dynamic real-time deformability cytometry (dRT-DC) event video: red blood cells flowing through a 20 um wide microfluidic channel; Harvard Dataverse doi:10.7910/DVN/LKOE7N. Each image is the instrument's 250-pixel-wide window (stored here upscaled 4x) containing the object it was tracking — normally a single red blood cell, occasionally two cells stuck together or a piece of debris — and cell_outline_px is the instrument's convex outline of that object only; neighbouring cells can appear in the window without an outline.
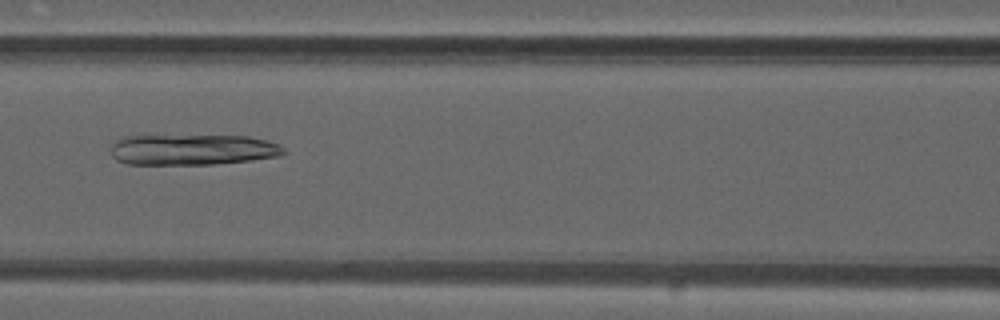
{"species": "common noctule bat (a hibernating species)", "species_latin": "Nyctalus noctula", "temperature_condition": "warm", "stored_images_in_passage": 37, "camera_frame_rate_fps": 3000, "um_per_image_px": 0.085, "animal": {"sex": "male", "forearm_length_mm": 52.5}, "frame": {"image": 1, "passage_image": 11, "time_ms": 3.333, "image_size_px": [1000, 320], "cell_outline_px": [[288, 152], [280, 156], [252, 160], [216, 164], [128, 164], [116, 160], [112, 156], [112, 144], [120, 136], [248, 136], [268, 140], [284, 148]], "centroid_in_image_um": [16.38, 12.72], "position_along_channel_um": 150.2, "area_um2": 31.1}}
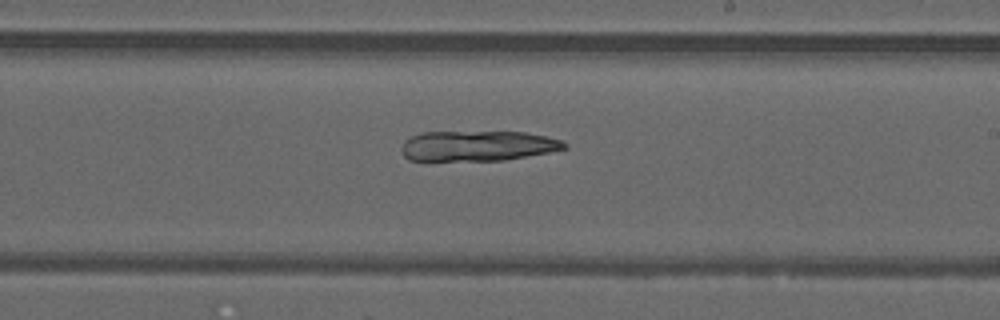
{"frame": {"image": 2, "passage_image": 18, "time_ms": 5.667, "image_size_px": [1000, 320], "cell_outline_px": [[568, 148], [548, 152], [504, 160], [408, 160], [404, 156], [400, 148], [404, 140], [412, 136], [424, 132], [524, 132], [548, 136], [560, 140], [568, 144]], "centroid_in_image_um": [40.6, 12.39], "position_along_channel_um": 248.4, "area_um2": 28.67}}
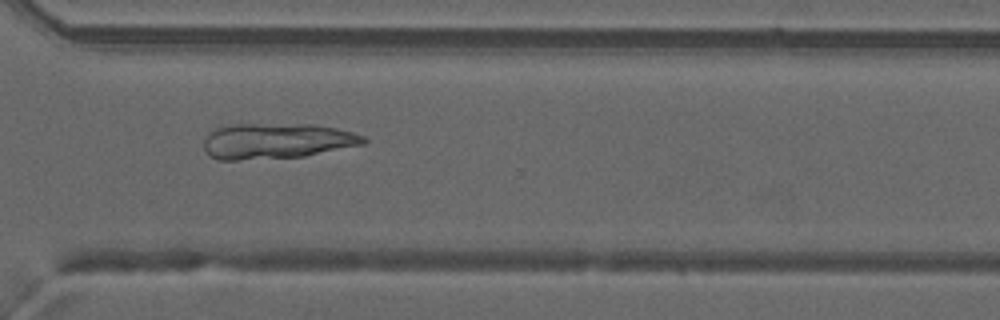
{"frame": {"image": 3, "passage_image": 25, "time_ms": 8.0, "image_size_px": [1000, 320], "cell_outline_px": [[368, 140], [364, 144], [304, 156], [236, 160], [216, 160], [204, 148], [204, 136], [208, 132], [216, 128], [232, 124], [316, 124], [336, 128], [352, 132], [364, 136]], "centroid_in_image_um": [23.5, 11.97], "position_along_channel_um": 347.1, "area_um2": 33.18}}